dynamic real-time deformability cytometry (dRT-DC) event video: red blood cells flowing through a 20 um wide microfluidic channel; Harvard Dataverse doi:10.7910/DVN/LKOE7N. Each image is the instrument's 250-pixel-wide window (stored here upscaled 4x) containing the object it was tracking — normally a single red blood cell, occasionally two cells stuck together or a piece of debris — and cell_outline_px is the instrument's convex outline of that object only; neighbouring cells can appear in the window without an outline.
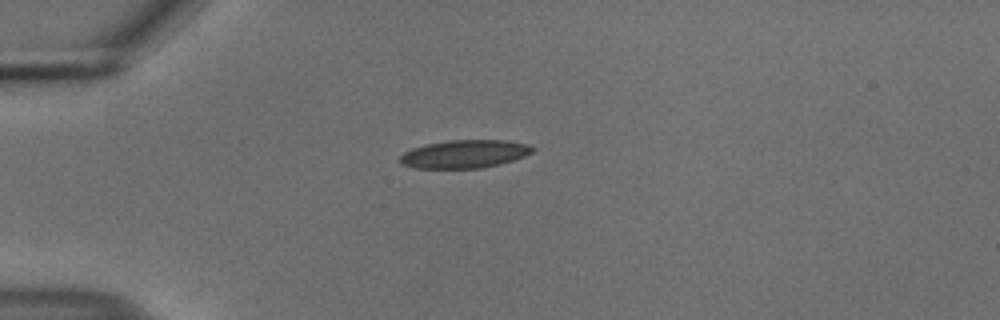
{"species": "common noctule bat (a hibernating species)", "species_latin": "Nyctalus noctula", "temperature_condition": "cold", "stored_images_in_passage": 41, "camera_frame_rate_fps": 3000, "um_per_image_px": 0.085, "animal": {"sex": "male", "body_mass_g": 18.8}, "frame": {"image": 1, "passage_image": 1, "time_ms": 0.0, "image_size_px": [1000, 320], "cell_outline_px": [[536, 148], [532, 152], [524, 156], [500, 164], [480, 168], [416, 168], [400, 164], [400, 156], [404, 152], [412, 148], [428, 144], [448, 140], [504, 140], [528, 144]], "centroid_in_image_um": [39.49, 13.09], "position_along_channel_um": 45.5, "area_um2": 21.62}}
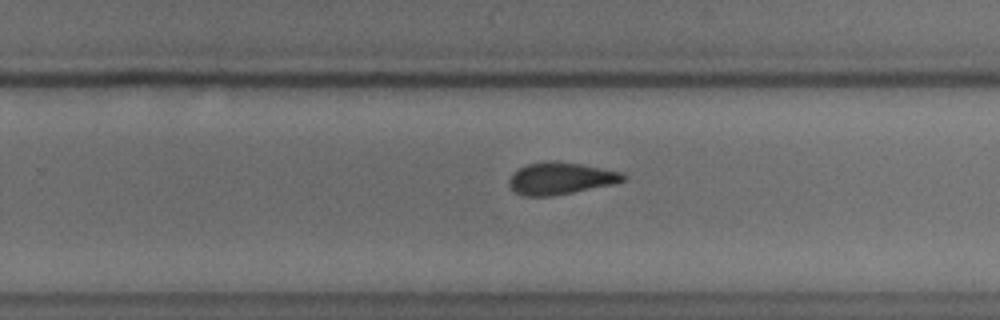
{"frame": {"image": 2, "passage_image": 22, "time_ms": 7.0, "image_size_px": [1000, 320], "cell_outline_px": [[628, 176], [624, 180], [616, 184], [552, 196], [524, 196], [516, 192], [508, 184], [508, 180], [512, 172], [528, 164], [544, 160], [556, 160], [580, 164], [624, 172]], "centroid_in_image_um": [47.67, 15.15], "position_along_channel_um": 282.1, "area_um2": 21.62}}
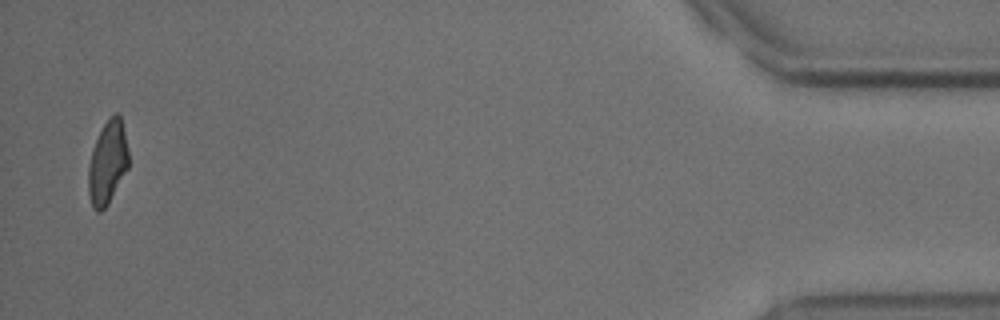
{"frame": {"image": 3, "passage_image": 40, "time_ms": 13.0, "image_size_px": [1000, 320], "cell_outline_px": [[128, 168], [108, 204], [100, 212], [96, 212], [92, 208], [88, 192], [88, 168], [92, 152], [96, 140], [104, 124], [116, 112], [120, 112], [128, 148]], "centroid_in_image_um": [9.15, 13.85], "position_along_channel_um": 426.1, "area_um2": 19.42}, "authors_computed_cell_mechanics": {"area_um2": 21.6172, "velocity_mm_per_s": 3.7045, "shape_relaxation_time_tau1_ms": 3.654, "shape_relaxation_time_tau2_ms": 4.5313, "deformation_change_tau1": 0.1064, "deformation_change_tau2": 0.1069}}